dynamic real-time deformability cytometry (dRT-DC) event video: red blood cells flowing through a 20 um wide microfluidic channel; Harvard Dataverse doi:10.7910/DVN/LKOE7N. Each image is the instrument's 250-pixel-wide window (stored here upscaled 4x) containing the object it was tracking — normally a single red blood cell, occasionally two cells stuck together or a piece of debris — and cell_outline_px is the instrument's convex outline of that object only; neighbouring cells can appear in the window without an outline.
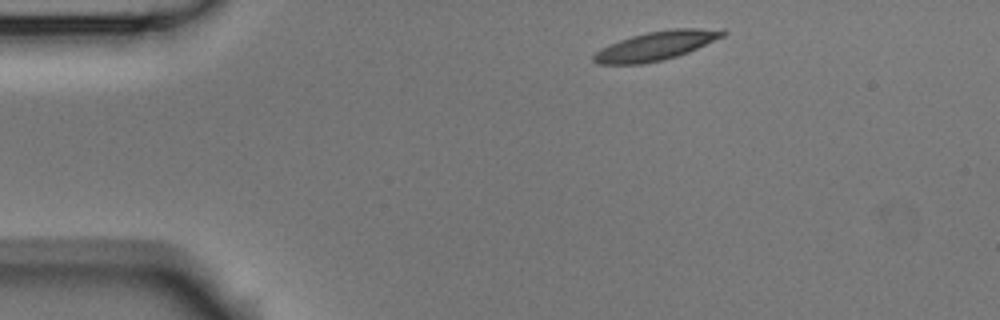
{"species": "Egyptian fruit bat (a non-hibernating species)", "species_latin": "Rousettus aegyptiacus", "temperature_condition": "room temperature", "stored_images_in_passage": 3, "camera_frame_rate_fps": 3000, "um_per_image_px": 0.085, "animal": {"sex": "male"}, "frame": {"image": 1, "passage_image": 1, "time_ms": 0.0, "image_size_px": [1000, 320], "cell_outline_px": [[728, 32], [724, 36], [688, 52], [664, 60], [644, 64], [596, 64], [592, 60], [592, 56], [596, 52], [620, 40], [632, 36], [648, 32], [672, 28], [724, 28]], "centroid_in_image_um": [55.82, 3.88], "position_along_channel_um": 29.2, "area_um2": 21.73}}
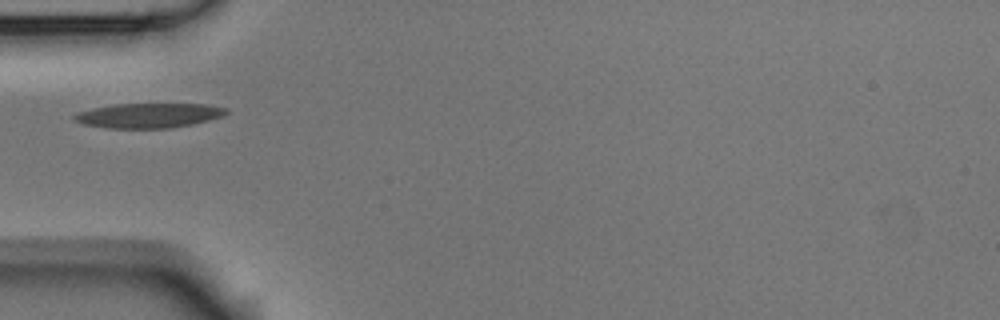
{"frame": {"image": 2, "passage_image": 3, "time_ms": 0.667, "image_size_px": [1000, 320], "cell_outline_px": [[228, 112], [220, 116], [208, 120], [192, 124], [168, 128], [108, 128], [84, 124], [72, 120], [72, 116], [80, 112], [92, 108], [112, 104], [208, 104], [228, 108]], "centroid_in_image_um": [12.62, 9.81], "position_along_channel_um": 72.4, "area_um2": 21.79}}